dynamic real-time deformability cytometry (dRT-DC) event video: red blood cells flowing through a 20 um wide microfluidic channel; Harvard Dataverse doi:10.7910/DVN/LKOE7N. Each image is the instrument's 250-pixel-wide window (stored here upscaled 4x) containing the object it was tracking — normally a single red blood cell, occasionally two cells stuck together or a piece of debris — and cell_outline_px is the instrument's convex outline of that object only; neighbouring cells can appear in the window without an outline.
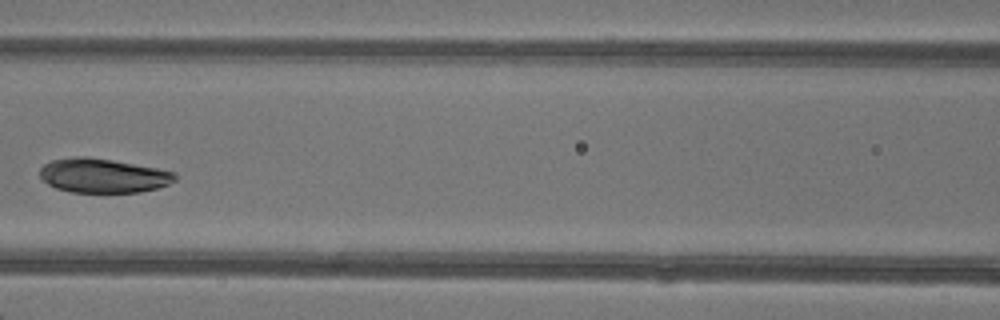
{"species": "common noctule bat (a hibernating species)", "species_latin": "Nyctalus noctula", "temperature_condition": "warm", "stored_images_in_passage": 5, "camera_frame_rate_fps": 3000, "um_per_image_px": 0.085, "animal": {"sex": "female"}, "frame": {"image": 1, "passage_image": 5, "time_ms": 4.667, "image_size_px": [1000, 320], "cell_outline_px": [[176, 180], [168, 184], [156, 188], [140, 192], [72, 192], [56, 188], [48, 184], [40, 176], [40, 168], [44, 164], [52, 160], [76, 156], [88, 156], [112, 160], [156, 168], [176, 172]], "centroid_in_image_um": [8.75, 14.92], "position_along_channel_um": 157.9, "area_um2": 26.88}}